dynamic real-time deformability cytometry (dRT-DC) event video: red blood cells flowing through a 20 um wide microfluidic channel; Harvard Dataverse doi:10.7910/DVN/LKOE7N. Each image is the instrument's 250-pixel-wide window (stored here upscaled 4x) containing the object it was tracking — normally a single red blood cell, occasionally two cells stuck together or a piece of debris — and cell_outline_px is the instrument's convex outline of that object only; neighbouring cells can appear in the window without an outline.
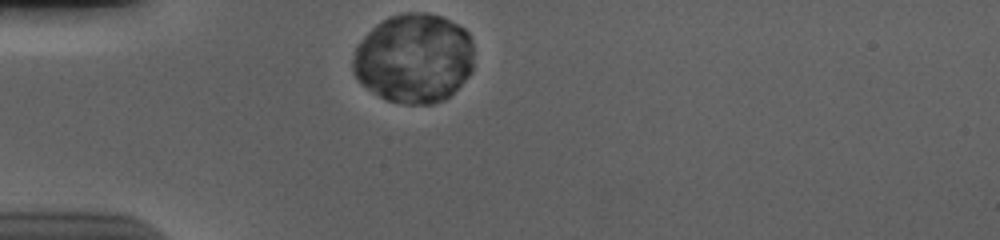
{"species": "human", "species_latin": "Homo sapiens", "temperature_condition": "cold", "stored_images_in_passage": 42, "camera_frame_rate_fps": 3000, "um_per_image_px": 0.085, "donor": {"sex": "male"}, "frame": {"image": 1, "passage_image": 1, "time_ms": 0.0, "image_size_px": [1000, 240], "cell_outline_px": [[472, 72], [444, 100], [432, 104], [404, 104], [388, 100], [380, 96], [368, 88], [352, 72], [352, 60], [356, 44], [376, 24], [388, 16], [404, 12], [424, 12], [440, 16], [464, 28], [468, 32], [472, 40]], "centroid_in_image_um": [35.17, 4.94], "position_along_channel_um": 49.8, "area_um2": 63.12}}
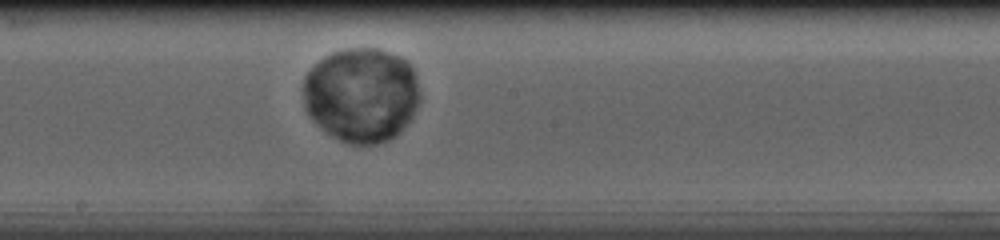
{"frame": {"image": 2, "passage_image": 17, "time_ms": 5.333, "image_size_px": [1000, 240], "cell_outline_px": [[420, 104], [412, 116], [400, 132], [396, 136], [388, 140], [376, 144], [348, 144], [332, 136], [320, 128], [308, 116], [304, 108], [304, 76], [324, 56], [332, 52], [352, 48], [376, 48], [400, 56], [412, 68], [416, 76], [420, 96]], "centroid_in_image_um": [30.72, 8.08], "position_along_channel_um": 217.5, "area_um2": 64.68}}
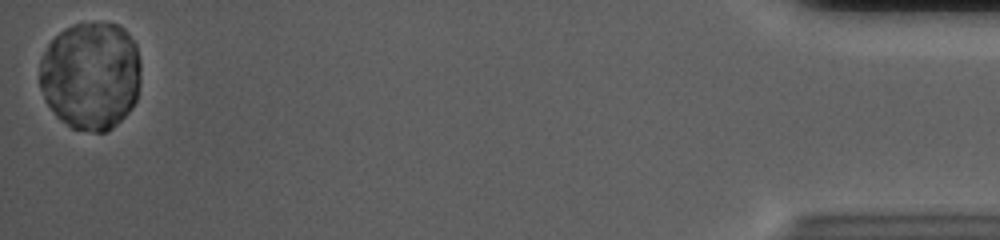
{"frame": {"image": 3, "passage_image": 42, "time_ms": 13.667, "image_size_px": [1000, 240], "cell_outline_px": [[140, 80], [136, 100], [128, 112], [112, 128], [104, 132], [92, 132], [72, 128], [60, 120], [56, 116], [44, 100], [40, 88], [40, 60], [48, 44], [64, 28], [76, 24], [116, 24], [124, 28], [128, 32], [136, 44], [140, 60]], "centroid_in_image_um": [7.71, 6.44], "position_along_channel_um": 427.5, "area_um2": 64.16}}